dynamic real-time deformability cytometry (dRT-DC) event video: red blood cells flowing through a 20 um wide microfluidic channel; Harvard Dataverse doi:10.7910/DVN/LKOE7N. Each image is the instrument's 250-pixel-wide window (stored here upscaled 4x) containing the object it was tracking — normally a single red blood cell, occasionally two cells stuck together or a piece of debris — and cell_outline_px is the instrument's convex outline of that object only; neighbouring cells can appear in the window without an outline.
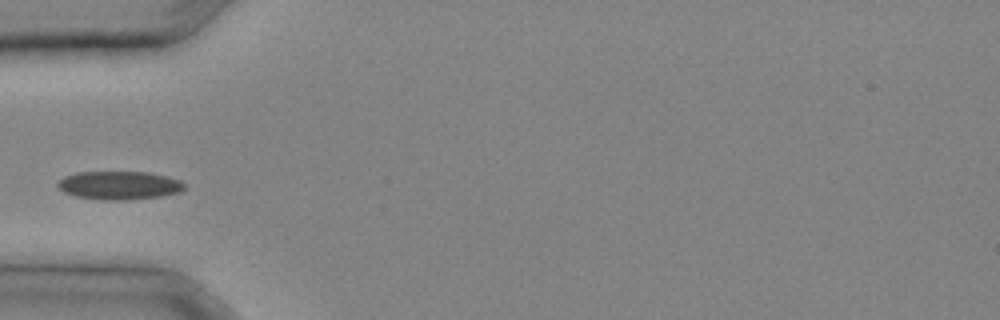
{"species": "common noctule bat (a hibernating species)", "species_latin": "Nyctalus noctula", "temperature_condition": "cold", "stored_images_in_passage": 22, "camera_frame_rate_fps": 3000, "um_per_image_px": 0.085, "animal": {"sex": "male", "body_mass_g": 20.4}, "frame": {"image": 1, "passage_image": 1, "time_ms": 0.0, "image_size_px": [1000, 320], "cell_outline_px": [[184, 188], [180, 192], [160, 196], [120, 200], [108, 200], [76, 196], [64, 192], [56, 184], [64, 176], [76, 172], [148, 172], [168, 176], [180, 180], [184, 184]], "centroid_in_image_um": [10.14, 15.74], "position_along_channel_um": 74.9, "area_um2": 20.75}}
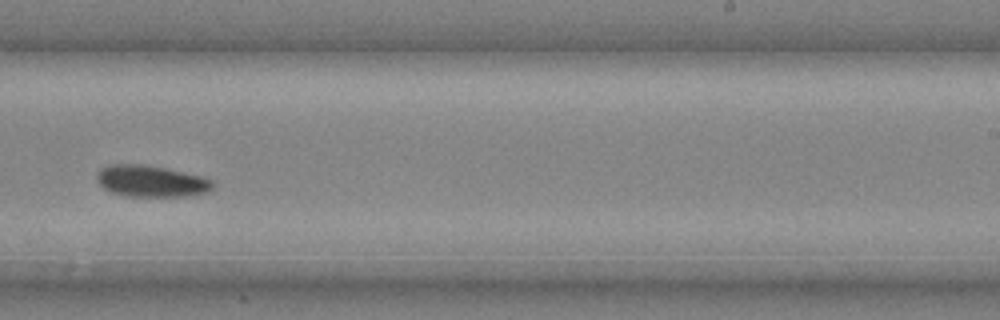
{"frame": {"image": 2, "passage_image": 11, "time_ms": 3.333, "image_size_px": [1000, 320], "cell_outline_px": [[212, 188], [208, 192], [184, 196], [128, 196], [112, 192], [104, 188], [100, 184], [96, 176], [96, 172], [100, 168], [108, 164], [144, 164], [164, 168], [200, 176], [212, 180]], "centroid_in_image_um": [12.79, 15.39], "position_along_channel_um": 276.2, "area_um2": 21.1}}
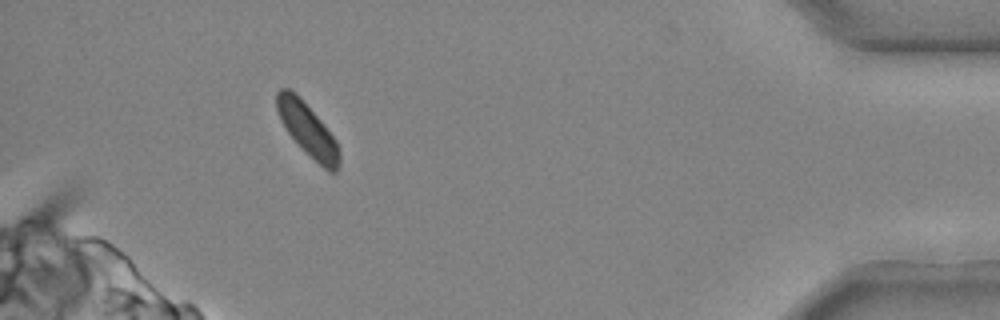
{"frame": {"image": 3, "passage_image": 20, "time_ms": 6.333, "image_size_px": [1000, 320], "cell_outline_px": [[340, 164], [336, 172], [328, 172], [288, 132], [276, 108], [276, 92], [280, 88], [288, 88], [296, 92], [300, 96], [320, 120], [336, 140], [340, 152]], "centroid_in_image_um": [26.17, 10.98], "position_along_channel_um": 409.0, "area_um2": 18.67}}